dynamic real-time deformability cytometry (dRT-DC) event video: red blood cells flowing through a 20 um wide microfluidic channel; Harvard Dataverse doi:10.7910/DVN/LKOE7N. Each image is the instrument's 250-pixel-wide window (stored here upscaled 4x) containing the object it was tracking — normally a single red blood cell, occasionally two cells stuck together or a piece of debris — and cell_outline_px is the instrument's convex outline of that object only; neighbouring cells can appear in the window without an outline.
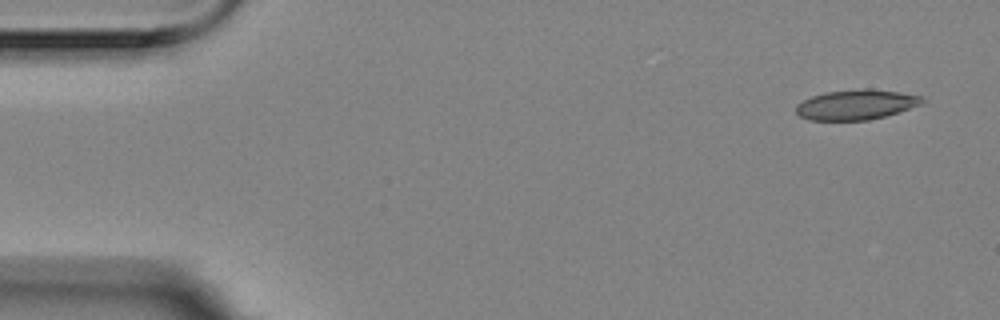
{"species": "Egyptian fruit bat (a non-hibernating species)", "species_latin": "Rousettus aegyptiacus", "temperature_condition": "room temperature", "stored_images_in_passage": 54, "camera_frame_rate_fps": 3000, "um_per_image_px": 0.085, "animal": {"sex": "female"}, "frame": {"image": 1, "passage_image": 1, "time_ms": 0.0, "image_size_px": [1000, 320], "cell_outline_px": [[928, 100], [920, 104], [884, 116], [868, 120], [808, 120], [800, 116], [796, 112], [796, 104], [812, 96], [824, 92], [864, 88], [868, 88], [900, 92], [924, 96]], "centroid_in_image_um": [72.77, 8.88], "position_along_channel_um": 12.2, "area_um2": 22.08}}
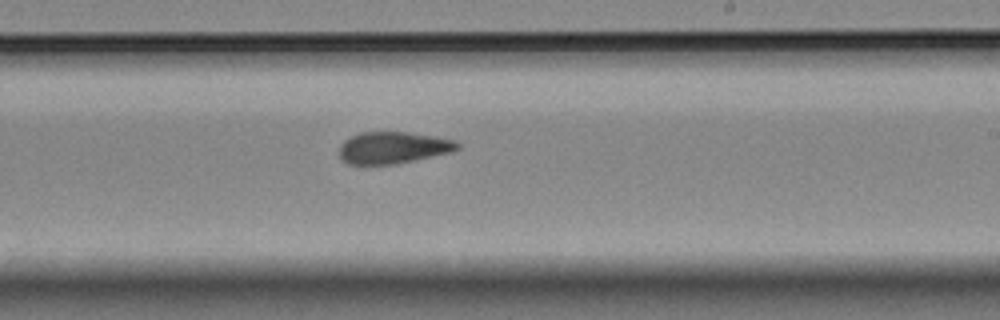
{"frame": {"image": 2, "passage_image": 31, "time_ms": 10.0, "image_size_px": [1000, 320], "cell_outline_px": [[460, 148], [452, 152], [416, 160], [396, 164], [364, 168], [348, 164], [340, 160], [340, 144], [344, 140], [360, 132], [408, 132], [456, 140], [460, 144]], "centroid_in_image_um": [33.36, 12.6], "position_along_channel_um": 255.6, "area_um2": 22.72}}
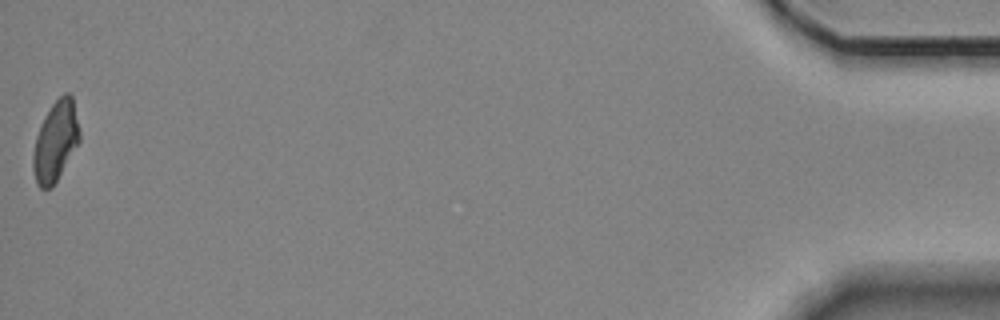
{"frame": {"image": 3, "passage_image": 54, "time_ms": 17.667, "image_size_px": [1000, 320], "cell_outline_px": [[80, 140], [52, 188], [40, 188], [36, 184], [32, 168], [32, 156], [36, 136], [40, 124], [44, 116], [52, 104], [64, 92], [68, 92], [72, 96], [80, 132]], "centroid_in_image_um": [4.7, 12.01], "position_along_channel_um": 430.5, "area_um2": 21.68}, "authors_computed_cell_mechanics": {"area_um2": 22.4264, "velocity_mm_per_s": 3.5287, "shape_relaxation_time_tau1_ms": 9.4788, "shape_relaxation_time_tau2_ms": 3.1, "deformation_change_tau1": 0.1733, "deformation_change_tau2": 0.1029}}